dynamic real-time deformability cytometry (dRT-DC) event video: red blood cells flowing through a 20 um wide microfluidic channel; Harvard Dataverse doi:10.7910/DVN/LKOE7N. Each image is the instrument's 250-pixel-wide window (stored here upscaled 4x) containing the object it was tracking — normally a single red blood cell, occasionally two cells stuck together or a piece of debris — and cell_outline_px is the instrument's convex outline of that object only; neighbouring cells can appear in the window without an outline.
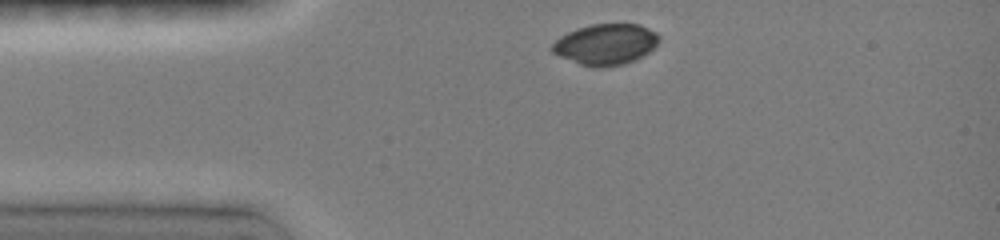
{"species": "common noctule bat (a hibernating species)", "species_latin": "Nyctalus noctula", "temperature_condition": "room temperature", "stored_images_in_passage": 26, "camera_frame_rate_fps": 3000, "um_per_image_px": 0.085, "animal": {"sex": "female", "body_mass_g": 19.0, "forearm_length_mm": 51.5}, "frame": {"image": 1, "passage_image": 1, "time_ms": 0.0, "image_size_px": [1000, 240], "cell_outline_px": [[660, 40], [644, 56], [636, 60], [624, 64], [604, 68], [592, 68], [580, 64], [560, 56], [552, 52], [552, 44], [560, 36], [576, 28], [592, 24], [640, 24], [656, 32], [660, 36]], "centroid_in_image_um": [51.5, 3.78], "position_along_channel_um": 33.5, "area_um2": 25.66}}
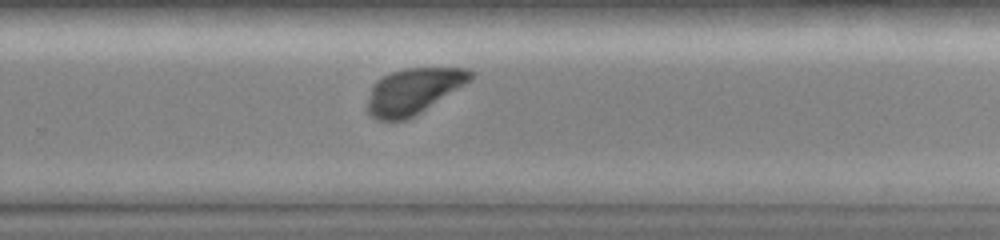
{"frame": {"image": 2, "passage_image": 20, "time_ms": 7.333, "image_size_px": [1000, 240], "cell_outline_px": [[476, 72], [472, 80], [420, 112], [404, 120], [376, 120], [368, 112], [368, 100], [372, 84], [376, 80], [392, 72], [404, 68], [468, 68]], "centroid_in_image_um": [35.16, 7.72], "position_along_channel_um": 294.6, "area_um2": 27.28}}
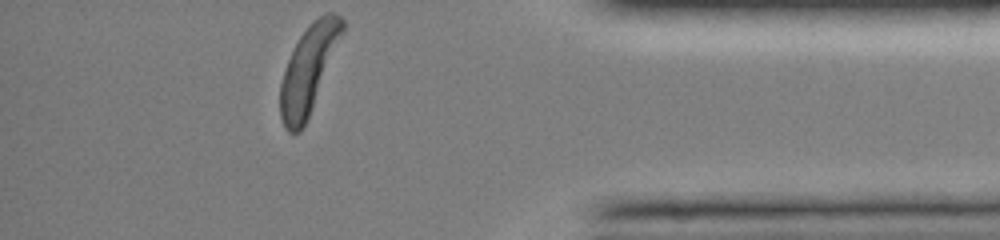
{"frame": {"image": 3, "passage_image": 26, "time_ms": 10.667, "image_size_px": [1000, 240], "cell_outline_px": [[344, 32], [312, 108], [300, 132], [288, 132], [280, 116], [280, 84], [288, 60], [300, 36], [312, 20], [324, 12], [332, 12], [340, 16], [344, 20]], "centroid_in_image_um": [26.24, 5.85], "position_along_channel_um": 409.0, "area_um2": 31.04}, "authors_computed_cell_mechanics": {"area_um2": 28.0908, "velocity_mm_per_s": 3.9902, "shape_relaxation_time_tau1_ms": 3.3602, "shape_relaxation_time_tau2_ms": 4.3897, "deformation_change_tau1": 0.2113, "deformation_change_tau2": 0.0989}}